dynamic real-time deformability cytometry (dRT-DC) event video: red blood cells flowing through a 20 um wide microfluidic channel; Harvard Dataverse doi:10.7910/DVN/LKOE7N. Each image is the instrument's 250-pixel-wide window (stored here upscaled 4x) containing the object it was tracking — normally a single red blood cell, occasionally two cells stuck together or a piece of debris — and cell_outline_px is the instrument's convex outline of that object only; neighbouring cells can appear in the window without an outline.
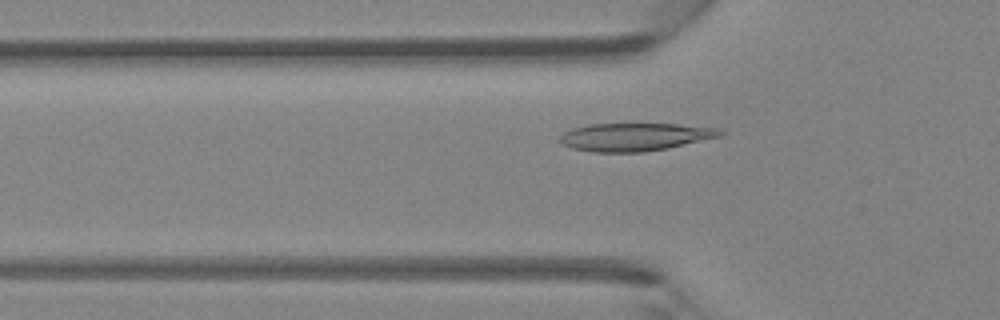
{"species": "Egyptian fruit bat (a non-hibernating species)", "species_latin": "Rousettus aegyptiacus", "temperature_condition": "room temperature", "stored_images_in_passage": 44, "camera_frame_rate_fps": 3000, "um_per_image_px": 0.085, "animal": {"sex": "female"}, "frame": {"image": 1, "passage_image": 14, "time_ms": 4.333, "image_size_px": [1000, 320], "cell_outline_px": [[724, 132], [720, 136], [668, 148], [644, 152], [592, 152], [572, 148], [560, 144], [560, 136], [564, 132], [572, 128], [588, 124], [676, 124], [716, 128]], "centroid_in_image_um": [53.91, 11.64], "position_along_channel_um": 71.9, "area_um2": 25.95}}
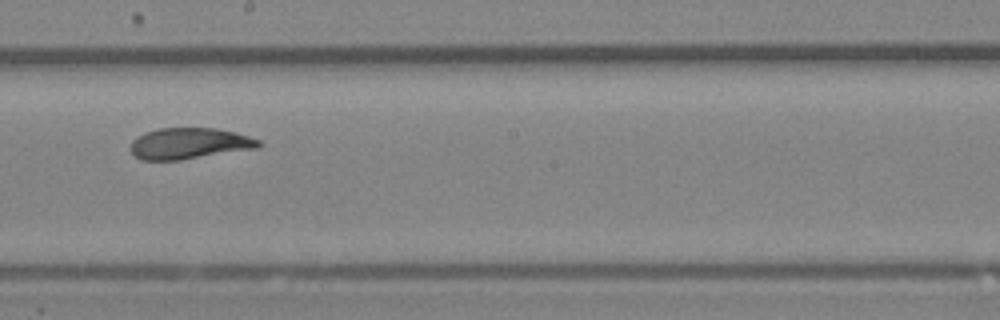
{"frame": {"image": 2, "passage_image": 25, "time_ms": 8.0, "image_size_px": [1000, 320], "cell_outline_px": [[264, 144], [260, 148], [180, 160], [140, 160], [132, 152], [132, 140], [144, 132], [160, 128], [216, 128], [236, 132], [260, 140]], "centroid_in_image_um": [16.15, 12.19], "position_along_channel_um": 232.1, "area_um2": 23.41}}
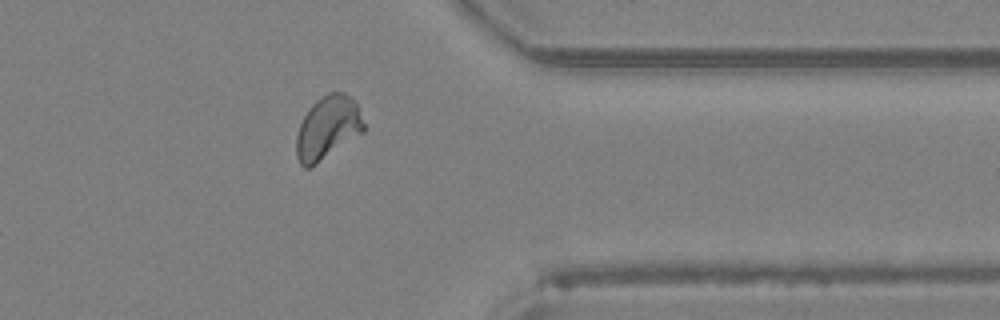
{"frame": {"image": 3, "passage_image": 36, "time_ms": 11.667, "image_size_px": [1000, 320], "cell_outline_px": [[368, 128], [364, 132], [316, 164], [308, 168], [304, 168], [300, 164], [296, 156], [296, 136], [300, 124], [308, 108], [316, 100], [328, 92], [344, 92], [356, 104]], "centroid_in_image_um": [27.86, 10.87], "position_along_channel_um": 383.5, "area_um2": 24.97}}